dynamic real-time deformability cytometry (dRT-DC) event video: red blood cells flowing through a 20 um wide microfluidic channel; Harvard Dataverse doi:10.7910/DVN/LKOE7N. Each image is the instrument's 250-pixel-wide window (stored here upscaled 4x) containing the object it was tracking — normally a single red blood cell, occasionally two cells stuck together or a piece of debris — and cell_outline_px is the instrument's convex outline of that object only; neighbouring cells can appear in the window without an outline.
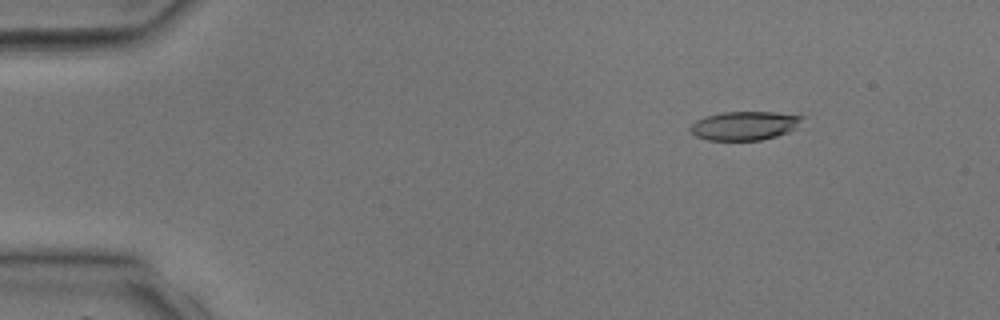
{"species": "common noctule bat (a hibernating species)", "species_latin": "Nyctalus noctula", "temperature_condition": "room temperature", "stored_images_in_passage": 36, "camera_frame_rate_fps": 3000, "um_per_image_px": 0.085, "animal": {"sex": "male", "body_mass_g": 17.9, "forearm_length_mm": 54.2}, "frame": {"image": 1, "passage_image": 2, "time_ms": 0.333, "image_size_px": [1000, 320], "cell_outline_px": [[804, 116], [796, 128], [788, 132], [776, 136], [760, 140], [708, 140], [696, 136], [688, 128], [696, 120], [704, 116], [724, 112], [772, 112]], "centroid_in_image_um": [63.26, 10.68], "position_along_channel_um": 21.7, "area_um2": 18.67}}
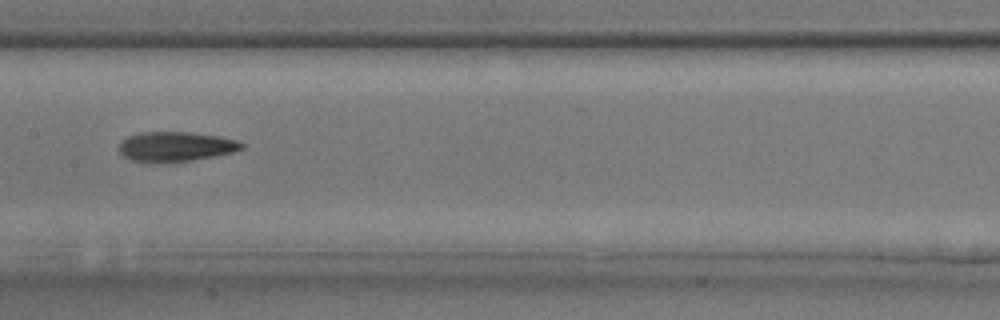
{"frame": {"image": 2, "passage_image": 17, "time_ms": 5.333, "image_size_px": [1000, 320], "cell_outline_px": [[244, 148], [232, 152], [192, 160], [156, 164], [148, 164], [132, 160], [124, 156], [116, 148], [128, 136], [136, 132], [188, 132], [220, 136], [236, 140], [244, 144]], "centroid_in_image_um": [14.88, 12.47], "position_along_channel_um": 192.5, "area_um2": 21.56}}
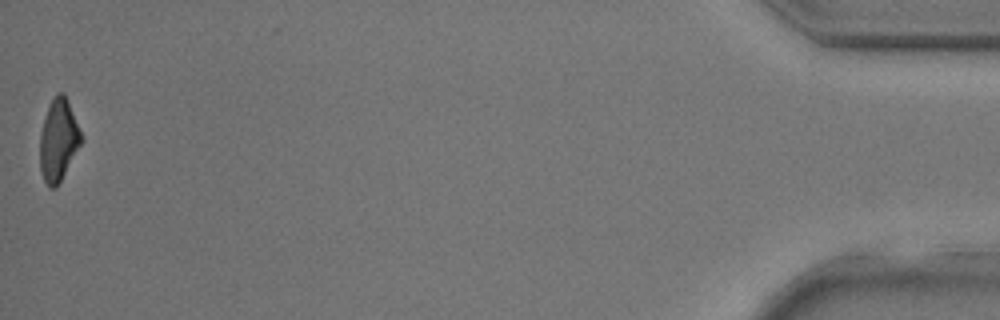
{"frame": {"image": 3, "passage_image": 36, "time_ms": 11.667, "image_size_px": [1000, 320], "cell_outline_px": [[84, 140], [56, 188], [48, 188], [44, 180], [40, 168], [40, 132], [48, 108], [56, 92], [64, 92]], "centroid_in_image_um": [4.97, 11.93], "position_along_channel_um": 430.2, "area_um2": 19.59}}